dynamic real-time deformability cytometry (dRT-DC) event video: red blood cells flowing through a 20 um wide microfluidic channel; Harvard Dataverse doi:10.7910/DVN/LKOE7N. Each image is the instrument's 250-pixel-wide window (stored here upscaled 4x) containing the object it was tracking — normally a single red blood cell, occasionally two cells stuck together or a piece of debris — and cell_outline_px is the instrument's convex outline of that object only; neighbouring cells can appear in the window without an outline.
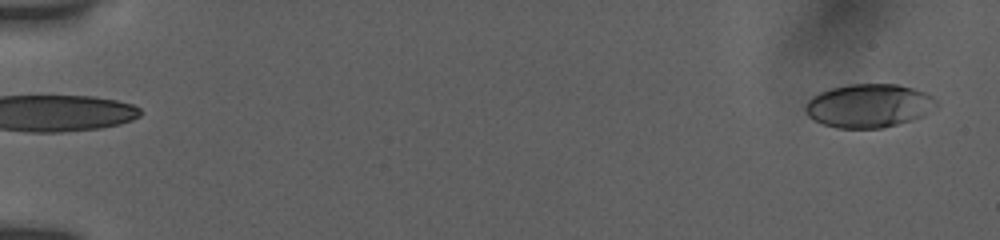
{"species": "human", "species_latin": "Homo sapiens", "temperature_condition": "room temperature", "stored_images_in_passage": 14, "segment_of_instrument_passage": [2, 2], "camera_frame_rate_fps": 3000, "um_per_image_px": 0.085, "donor": {"sex": "female"}, "frame": {"image": 1, "passage_image": 14, "time_ms": 7.0, "image_size_px": [1000, 240], "cell_outline_px": [[936, 108], [924, 116], [912, 120], [880, 128], [836, 128], [824, 124], [808, 116], [804, 108], [808, 100], [812, 96], [820, 92], [832, 88], [848, 84], [896, 84], [912, 88], [924, 92], [932, 96], [936, 100]], "centroid_in_image_um": [73.86, 8.98], "position_along_channel_um": 11.1, "area_um2": 33.18}}